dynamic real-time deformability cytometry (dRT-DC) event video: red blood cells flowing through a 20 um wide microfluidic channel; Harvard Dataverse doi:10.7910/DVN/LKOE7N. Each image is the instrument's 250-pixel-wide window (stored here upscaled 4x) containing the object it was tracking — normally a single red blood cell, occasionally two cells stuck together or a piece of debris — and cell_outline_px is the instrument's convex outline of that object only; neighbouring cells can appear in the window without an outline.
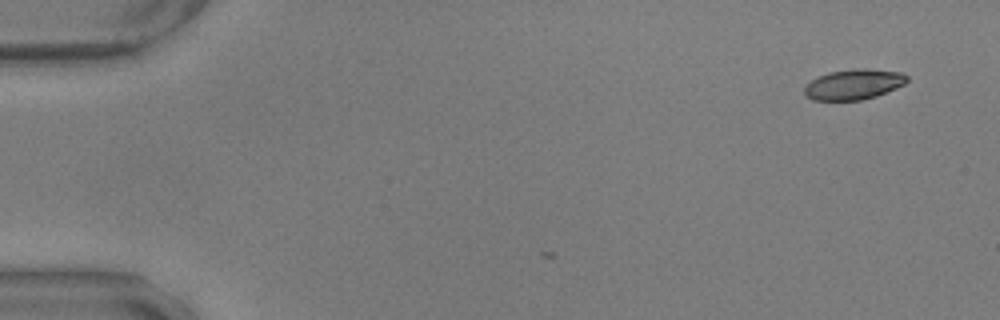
{"species": "common noctule bat (a hibernating species)", "species_latin": "Nyctalus noctula", "temperature_condition": "warm", "stored_images_in_passage": 6, "camera_frame_rate_fps": 3000, "um_per_image_px": 0.085, "animal": {"sex": "male", "body_mass_g": 17.9, "forearm_length_mm": 54.2}, "frame": {"image": 1, "passage_image": 1, "time_ms": 0.0, "image_size_px": [1000, 320], "cell_outline_px": [[908, 80], [904, 84], [896, 88], [876, 96], [860, 100], [812, 100], [804, 92], [804, 88], [812, 80], [828, 72], [864, 68], [900, 72], [908, 76]], "centroid_in_image_um": [72.59, 7.17], "position_along_channel_um": 12.4, "area_um2": 17.86}}